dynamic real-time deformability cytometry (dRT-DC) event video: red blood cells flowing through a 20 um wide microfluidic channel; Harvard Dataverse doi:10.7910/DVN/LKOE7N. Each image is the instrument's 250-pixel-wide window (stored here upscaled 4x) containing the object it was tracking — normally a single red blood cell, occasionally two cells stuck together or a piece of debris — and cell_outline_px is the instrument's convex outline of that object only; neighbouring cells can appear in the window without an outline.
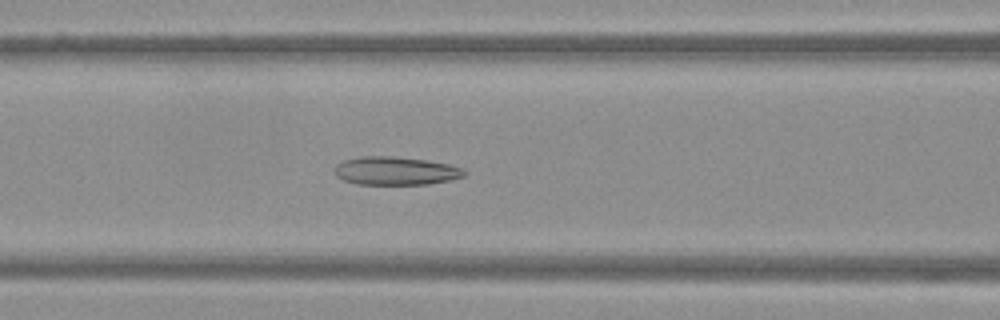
{"species": "Egyptian fruit bat (a non-hibernating species)", "species_latin": "Rousettus aegyptiacus", "temperature_condition": "warm", "stored_images_in_passage": 43, "camera_frame_rate_fps": 3000, "um_per_image_px": 0.085, "frame": {"image": 1, "passage_image": 14, "time_ms": 4.333, "image_size_px": [1000, 320], "cell_outline_px": [[468, 172], [464, 176], [448, 180], [428, 184], [356, 184], [344, 180], [336, 176], [336, 164], [344, 160], [360, 156], [392, 156], [424, 160], [448, 164], [464, 168]], "centroid_in_image_um": [33.63, 14.52], "position_along_channel_um": 133.0, "area_um2": 21.27}}
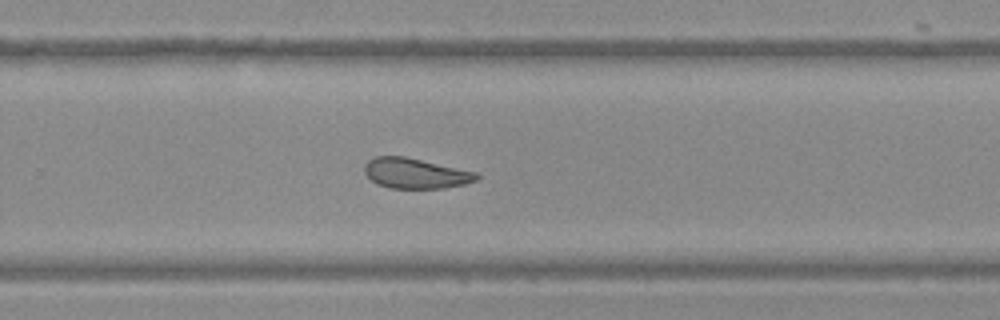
{"frame": {"image": 2, "passage_image": 26, "time_ms": 8.333, "image_size_px": [1000, 320], "cell_outline_px": [[480, 176], [476, 180], [464, 184], [444, 188], [388, 188], [376, 184], [364, 172], [364, 164], [368, 160], [376, 156], [404, 156], [476, 172]], "centroid_in_image_um": [35.28, 14.73], "position_along_channel_um": 294.5, "area_um2": 19.71}}
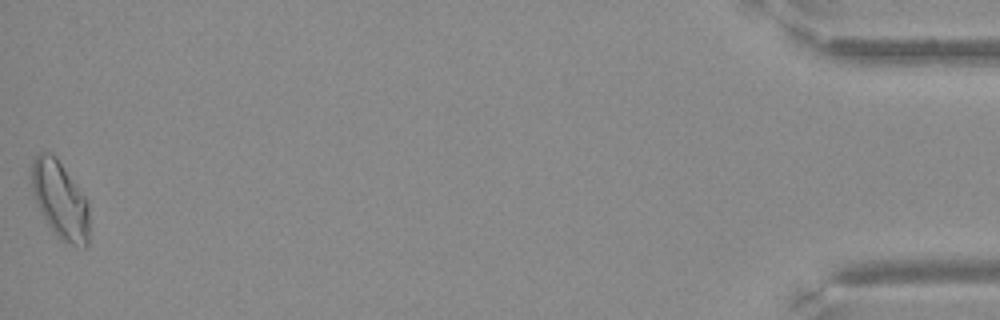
{"frame": {"image": 3, "passage_image": 43, "time_ms": 14.0, "image_size_px": [1000, 320], "cell_outline_px": [[88, 244], [84, 248], [60, 240], [56, 236], [48, 224], [32, 192], [32, 160], [40, 152], [52, 152], [56, 156], [88, 200]], "centroid_in_image_um": [5.12, 16.98], "position_along_channel_um": 430.1, "area_um2": 25.84}}